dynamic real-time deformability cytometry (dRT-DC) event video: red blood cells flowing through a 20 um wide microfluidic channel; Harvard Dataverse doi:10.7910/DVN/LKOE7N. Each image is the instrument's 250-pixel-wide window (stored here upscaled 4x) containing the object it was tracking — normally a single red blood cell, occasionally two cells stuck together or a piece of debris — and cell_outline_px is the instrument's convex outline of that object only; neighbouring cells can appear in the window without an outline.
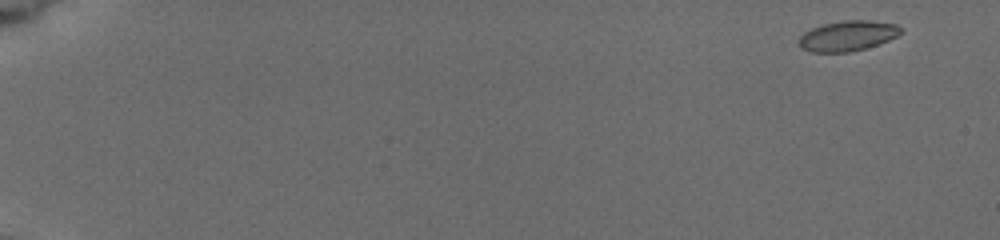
{"species": "common noctule bat (a hibernating species)", "species_latin": "Nyctalus noctula", "temperature_condition": "cold", "stored_images_in_passage": 6, "camera_frame_rate_fps": 3000, "um_per_image_px": 0.085, "animal": {"sex": "female", "body_mass_g": 19.5, "forearm_length_mm": 54.1}, "frame": {"image": 1, "passage_image": 1, "time_ms": 0.0, "image_size_px": [1000, 240], "cell_outline_px": [[904, 32], [888, 40], [864, 48], [848, 52], [812, 52], [800, 48], [796, 40], [804, 32], [812, 28], [824, 24], [840, 20], [872, 20], [896, 24], [904, 28]], "centroid_in_image_um": [72.04, 3.03], "position_along_channel_um": 13.0, "area_um2": 18.15}}
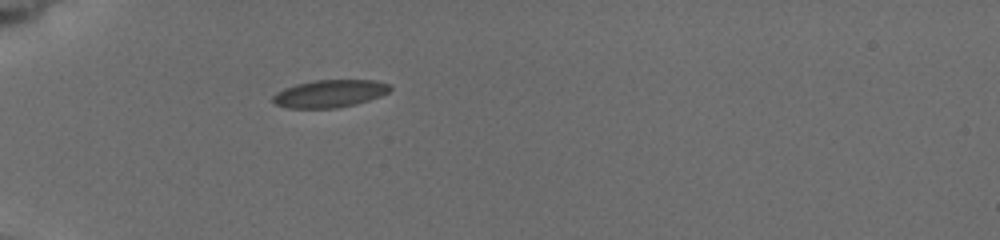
{"frame": {"image": 2, "passage_image": 6, "time_ms": 5.333, "image_size_px": [1000, 240], "cell_outline_px": [[392, 88], [388, 92], [380, 96], [356, 104], [336, 108], [288, 108], [276, 104], [272, 100], [272, 96], [276, 92], [284, 88], [296, 84], [316, 80], [376, 80], [388, 84]], "centroid_in_image_um": [28.01, 7.95], "position_along_channel_um": 57.0, "area_um2": 18.79}}